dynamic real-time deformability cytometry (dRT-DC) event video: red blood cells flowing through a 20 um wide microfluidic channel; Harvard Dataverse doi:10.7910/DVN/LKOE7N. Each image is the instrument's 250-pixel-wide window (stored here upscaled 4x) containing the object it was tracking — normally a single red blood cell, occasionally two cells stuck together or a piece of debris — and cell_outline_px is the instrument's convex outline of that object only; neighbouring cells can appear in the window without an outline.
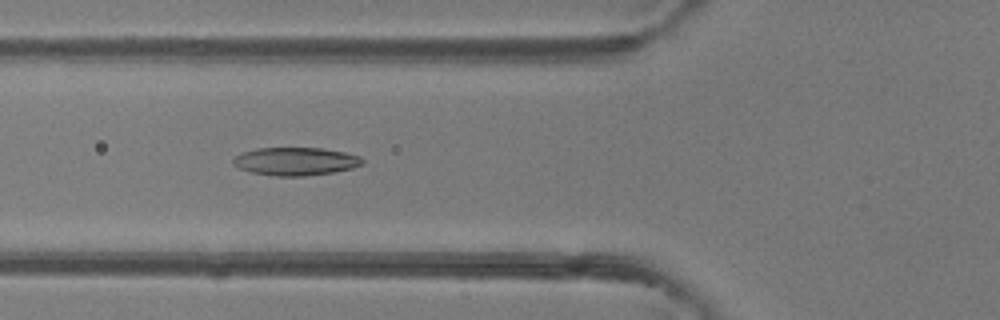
{"species": "common noctule bat (a hibernating species)", "species_latin": "Nyctalus noctula", "temperature_condition": "room temperature", "stored_images_in_passage": 48, "camera_frame_rate_fps": 3000, "um_per_image_px": 0.085, "animal": {"sex": "female"}, "frame": {"image": 1, "passage_image": 18, "time_ms": 5.667, "image_size_px": [1000, 320], "cell_outline_px": [[364, 164], [352, 168], [332, 172], [304, 176], [276, 176], [252, 172], [240, 168], [232, 164], [232, 160], [240, 152], [256, 148], [324, 148], [344, 152], [360, 156], [364, 160]], "centroid_in_image_um": [25.12, 13.7], "position_along_channel_um": 100.7, "area_um2": 21.15}}
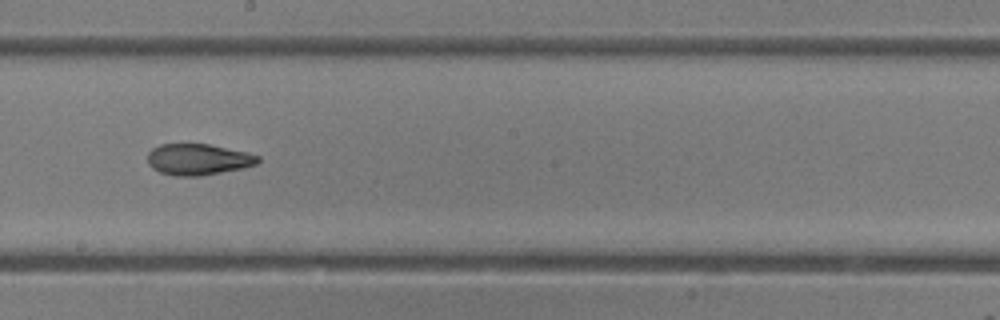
{"frame": {"image": 2, "passage_image": 27, "time_ms": 8.667, "image_size_px": [1000, 320], "cell_outline_px": [[260, 160], [256, 164], [244, 168], [200, 176], [172, 176], [160, 172], [152, 168], [148, 164], [148, 152], [152, 148], [160, 144], [208, 144], [248, 152], [260, 156]], "centroid_in_image_um": [16.84, 13.55], "position_along_channel_um": 231.4, "area_um2": 20.23}}
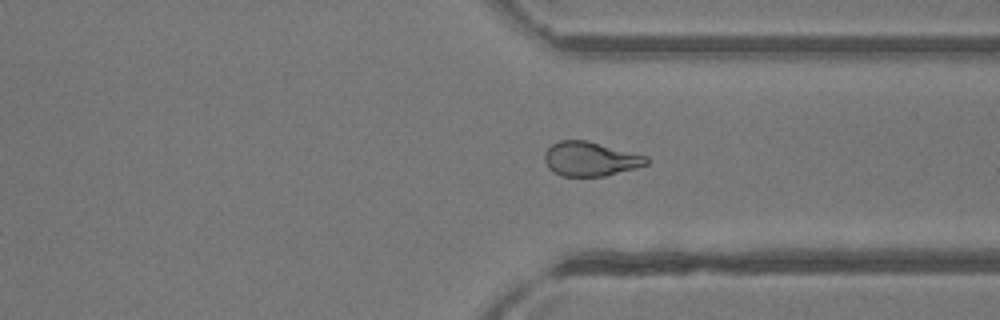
{"frame": {"image": 3, "passage_image": 36, "time_ms": 11.667, "image_size_px": [1000, 320], "cell_outline_px": [[648, 164], [636, 168], [604, 176], [560, 176], [552, 172], [548, 168], [544, 160], [544, 152], [552, 144], [560, 140], [584, 140], [648, 156]], "centroid_in_image_um": [50.14, 13.52], "position_along_channel_um": 361.3, "area_um2": 20.35}, "authors_computed_cell_mechanics": {"area_um2": 21.7039, "velocity_mm_per_s": 4.3393, "shape_relaxation_time_tau1_ms": null, "shape_relaxation_time_tau2_ms": 2.8284, "deformation_change_tau1": null, "deformation_change_tau2": 0.0903}}